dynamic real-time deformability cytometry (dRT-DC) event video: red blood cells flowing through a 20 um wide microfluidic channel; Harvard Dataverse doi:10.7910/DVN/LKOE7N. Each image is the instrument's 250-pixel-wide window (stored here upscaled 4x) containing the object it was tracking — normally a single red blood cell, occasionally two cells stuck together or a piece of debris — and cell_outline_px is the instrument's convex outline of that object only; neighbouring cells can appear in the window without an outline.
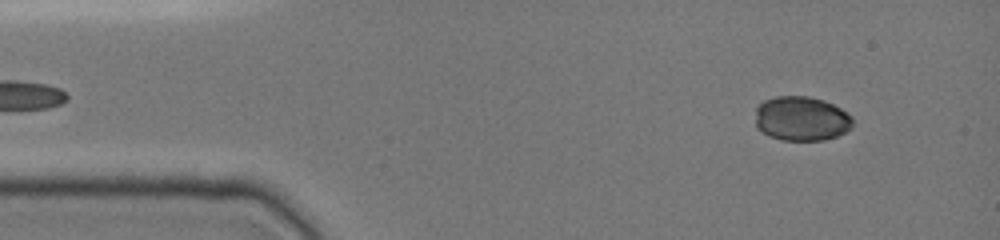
{"species": "common noctule bat (a hibernating species)", "species_latin": "Nyctalus noctula", "temperature_condition": "cold", "stored_images_in_passage": 47, "camera_frame_rate_fps": 3000, "um_per_image_px": 0.085, "animal": {"sex": "female", "body_mass_g": 19.0, "forearm_length_mm": 51.5}, "frame": {"image": 1, "passage_image": 4, "time_ms": 1.0, "image_size_px": [1000, 240], "cell_outline_px": [[852, 128], [836, 136], [824, 140], [780, 140], [768, 136], [756, 128], [756, 108], [764, 100], [776, 96], [808, 96], [824, 100], [840, 108], [852, 116]], "centroid_in_image_um": [68.1, 10.08], "position_along_channel_um": 16.9, "area_um2": 25.37}}
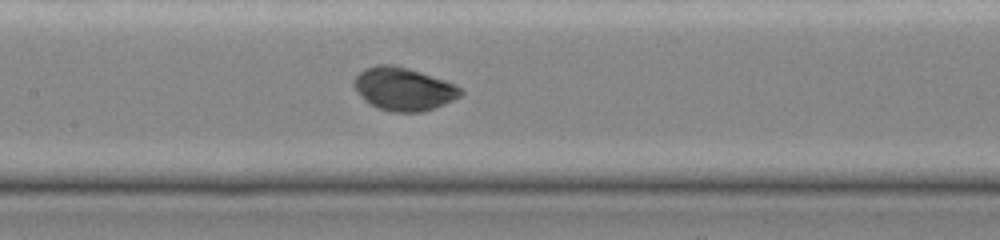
{"frame": {"image": 2, "passage_image": 22, "time_ms": 7.0, "image_size_px": [1000, 240], "cell_outline_px": [[464, 92], [460, 96], [436, 108], [420, 112], [392, 112], [368, 104], [356, 92], [352, 84], [352, 80], [364, 68], [376, 64], [396, 64], [444, 80], [464, 88]], "centroid_in_image_um": [34.27, 7.55], "position_along_channel_um": 173.1, "area_um2": 27.05}}
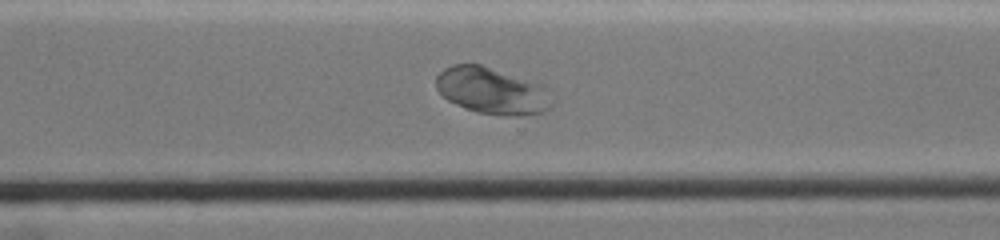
{"frame": {"image": 3, "passage_image": 34, "time_ms": 11.0, "image_size_px": [1000, 240], "cell_outline_px": [[556, 104], [552, 108], [544, 112], [520, 116], [508, 116], [476, 112], [456, 104], [448, 100], [436, 88], [436, 76], [444, 68], [452, 64], [480, 64], [544, 84], [548, 88]], "centroid_in_image_um": [41.91, 7.72], "position_along_channel_um": 328.7, "area_um2": 32.08}, "authors_computed_cell_mechanics": {"area_um2": 27.0504, "velocity_mm_per_s": 3.9049, "shape_relaxation_time_tau1_ms": 8.0819, "shape_relaxation_time_tau2_ms": null, "deformation_change_tau1": 0.1395, "deformation_change_tau2": null}}